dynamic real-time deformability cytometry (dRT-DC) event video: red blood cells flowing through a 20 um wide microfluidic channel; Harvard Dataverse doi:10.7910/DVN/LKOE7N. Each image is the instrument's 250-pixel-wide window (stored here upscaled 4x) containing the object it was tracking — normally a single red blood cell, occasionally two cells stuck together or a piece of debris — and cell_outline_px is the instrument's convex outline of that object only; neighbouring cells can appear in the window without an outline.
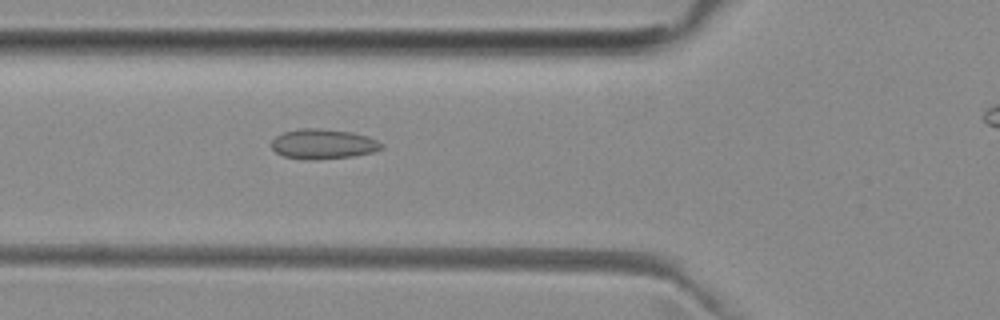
{"species": "common noctule bat (a hibernating species)", "species_latin": "Nyctalus noctula", "temperature_condition": "room temperature", "stored_images_in_passage": 31, "camera_frame_rate_fps": 3000, "um_per_image_px": 0.085, "animal": {"sex": "female", "body_mass_g": 29.2, "forearm_length_mm": 56.3}, "frame": {"image": 1, "passage_image": 4, "time_ms": 1.0, "image_size_px": [1000, 320], "cell_outline_px": [[384, 148], [372, 152], [352, 156], [316, 160], [312, 160], [284, 156], [276, 152], [272, 148], [272, 140], [276, 136], [284, 132], [300, 128], [316, 128], [352, 132], [368, 136], [384, 144]], "centroid_in_image_um": [27.48, 12.24], "position_along_channel_um": 98.3, "area_um2": 19.13}}
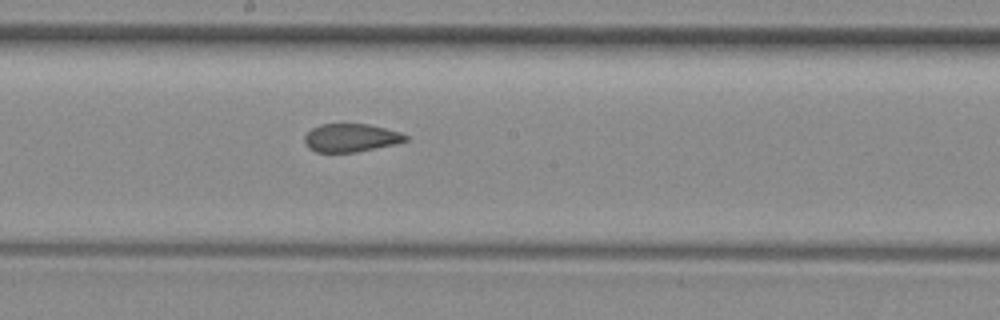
{"frame": {"image": 2, "passage_image": 13, "time_ms": 4.0, "image_size_px": [1000, 320], "cell_outline_px": [[408, 140], [396, 144], [356, 152], [316, 152], [308, 148], [304, 144], [304, 136], [312, 128], [320, 124], [368, 124], [400, 132], [408, 136]], "centroid_in_image_um": [29.81, 11.72], "position_along_channel_um": 218.4, "area_um2": 16.65}}
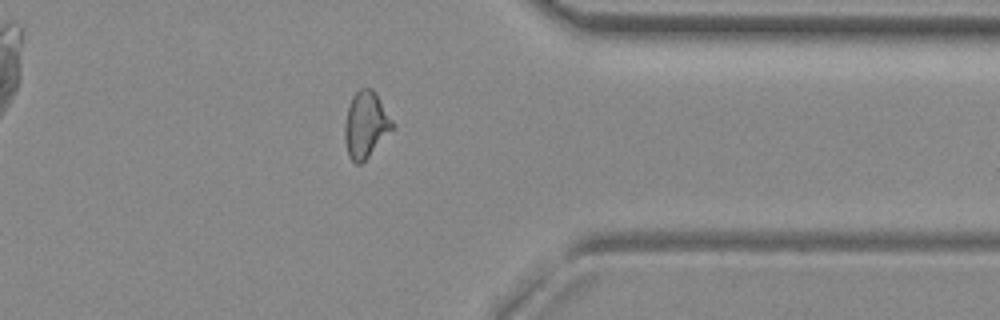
{"frame": {"image": 3, "passage_image": 26, "time_ms": 8.333, "image_size_px": [1000, 320], "cell_outline_px": [[392, 128], [368, 156], [360, 164], [356, 164], [348, 156], [344, 140], [344, 124], [348, 108], [352, 96], [360, 88], [372, 88], [376, 92], [392, 120]], "centroid_in_image_um": [31.04, 10.57], "position_along_channel_um": 380.4, "area_um2": 18.03}, "authors_computed_cell_mechanics": {"area_um2": 17.6868, "velocity_mm_per_s": 3.9827, "shape_relaxation_time_tau1_ms": null, "shape_relaxation_time_tau2_ms": 2.1523, "deformation_change_tau1": null, "deformation_change_tau2": 0.0855}}